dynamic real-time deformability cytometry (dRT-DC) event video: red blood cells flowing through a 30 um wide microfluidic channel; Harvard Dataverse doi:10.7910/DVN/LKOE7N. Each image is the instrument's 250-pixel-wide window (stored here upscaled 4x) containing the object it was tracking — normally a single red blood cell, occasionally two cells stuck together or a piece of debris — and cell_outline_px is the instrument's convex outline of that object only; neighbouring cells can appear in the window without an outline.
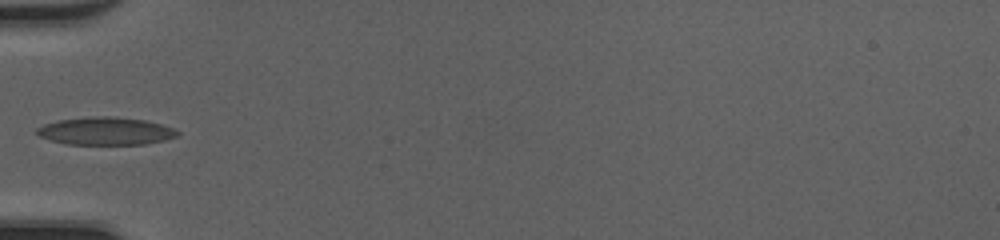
{"species": "common noctule bat (a hibernating species)", "species_latin": "Nyctalus noctula", "temperature_condition": "cold", "stored_images_in_passage": 20, "camera_frame_rate_fps": 3000, "um_per_image_px": 0.085, "animal": {"sex": "female", "body_mass_g": 20.0, "forearm_length_mm": 54.0}, "frame": {"image": 1, "passage_image": 1, "time_ms": 0.0, "image_size_px": [1000, 240], "cell_outline_px": [[180, 132], [176, 136], [164, 140], [144, 144], [64, 144], [40, 136], [36, 132], [36, 128], [44, 124], [60, 120], [92, 116], [112, 116], [144, 120], [160, 124], [172, 128]], "centroid_in_image_um": [8.96, 11.14], "position_along_channel_um": 76.0, "area_um2": 22.48}}
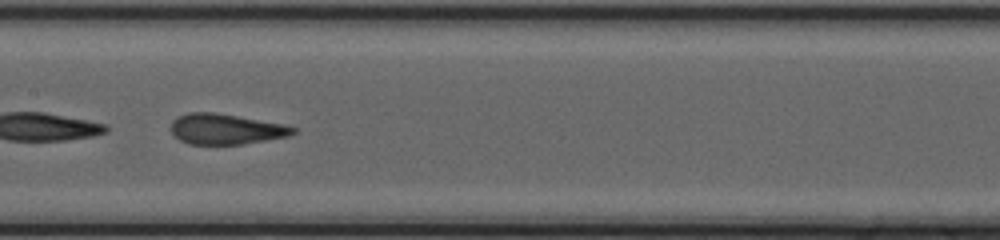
{"frame": {"image": 2, "passage_image": 9, "time_ms": 2.667, "image_size_px": [1000, 240], "cell_outline_px": [[296, 132], [288, 136], [240, 144], [188, 144], [180, 140], [168, 128], [172, 120], [176, 116], [188, 112], [216, 112], [284, 124], [296, 128]], "centroid_in_image_um": [19.14, 10.95], "position_along_channel_um": 188.3, "area_um2": 21.79}}
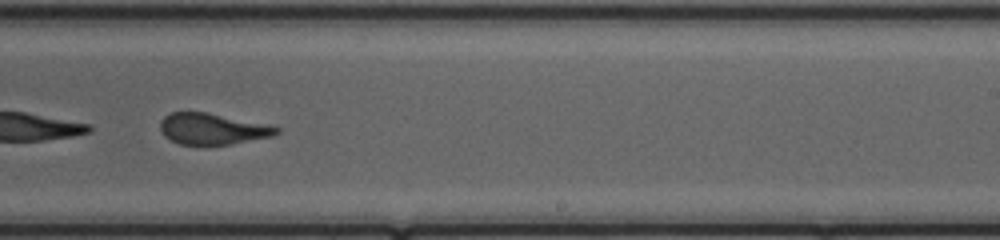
{"frame": {"image": 3, "passage_image": 15, "time_ms": 4.667, "image_size_px": [1000, 240], "cell_outline_px": [[280, 132], [272, 136], [232, 144], [180, 144], [164, 136], [160, 128], [160, 120], [164, 116], [172, 112], [208, 112], [268, 124], [280, 128]], "centroid_in_image_um": [18.07, 10.94], "position_along_channel_um": 270.9, "area_um2": 21.1}}